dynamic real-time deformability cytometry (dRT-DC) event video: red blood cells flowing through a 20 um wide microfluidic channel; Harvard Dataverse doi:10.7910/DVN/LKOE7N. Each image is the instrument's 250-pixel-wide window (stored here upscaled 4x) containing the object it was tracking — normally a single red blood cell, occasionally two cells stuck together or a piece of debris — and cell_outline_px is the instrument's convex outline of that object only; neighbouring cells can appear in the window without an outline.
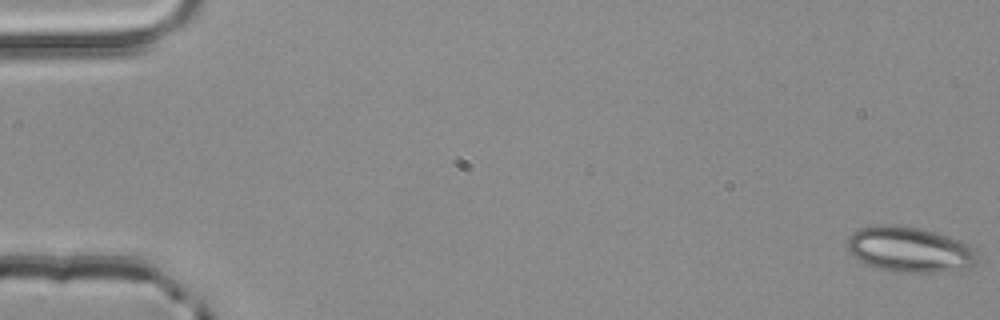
{"species": "common noctule bat (a hibernating species)", "species_latin": "Nyctalus noctula", "temperature_condition": "room temperature", "stored_images_in_passage": 5, "camera_frame_rate_fps": 3000, "um_per_image_px": 0.085, "animal": {"sex": "male", "body_mass_g": 20.4}, "frame": {"image": 1, "passage_image": 1, "time_ms": 0.0, "image_size_px": [1000, 320], "cell_outline_px": [[976, 264], [968, 268], [936, 272], [900, 272], [880, 268], [868, 264], [852, 256], [848, 248], [848, 236], [852, 232], [860, 228], [876, 224], [896, 224], [920, 228], [936, 232], [960, 240], [968, 244], [976, 252]], "centroid_in_image_um": [77.31, 21.18], "position_along_channel_um": 7.7, "area_um2": 34.39}}